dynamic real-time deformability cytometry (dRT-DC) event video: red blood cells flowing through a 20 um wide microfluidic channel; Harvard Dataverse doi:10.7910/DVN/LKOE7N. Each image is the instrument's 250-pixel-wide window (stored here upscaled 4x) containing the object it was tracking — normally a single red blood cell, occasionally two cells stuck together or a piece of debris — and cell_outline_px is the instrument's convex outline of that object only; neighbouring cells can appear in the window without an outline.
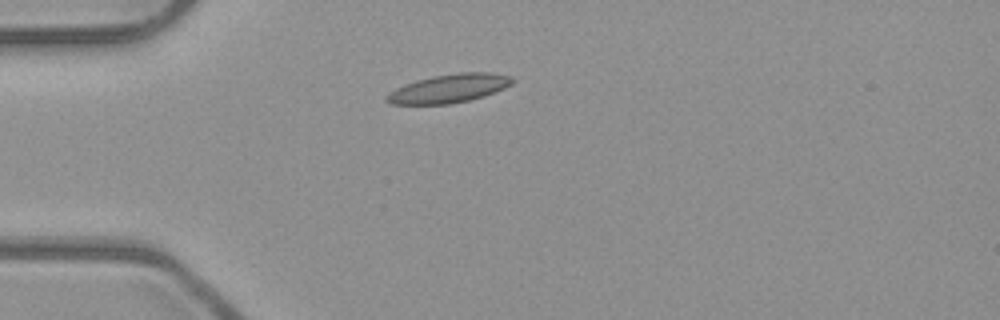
{"species": "common noctule bat (a hibernating species)", "species_latin": "Nyctalus noctula", "temperature_condition": "room temperature", "stored_images_in_passage": 39, "camera_frame_rate_fps": 3000, "um_per_image_px": 0.085, "animal": {"sex": "male", "body_mass_g": 23.1, "forearm_length_mm": 52.7}, "frame": {"image": 1, "passage_image": 1, "time_ms": 0.0, "image_size_px": [1000, 320], "cell_outline_px": [[516, 80], [512, 84], [504, 88], [484, 96], [468, 100], [448, 104], [392, 104], [384, 100], [384, 96], [388, 92], [404, 84], [416, 80], [432, 76], [460, 72], [492, 72], [512, 76]], "centroid_in_image_um": [38.16, 7.51], "position_along_channel_um": 46.8, "area_um2": 21.1}}
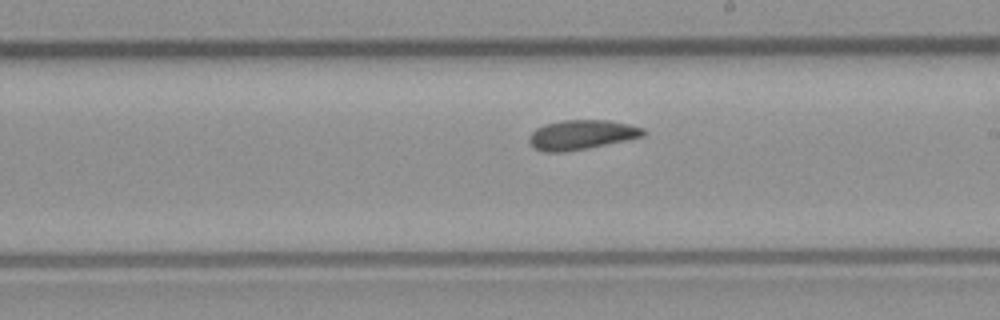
{"frame": {"image": 2, "passage_image": 17, "time_ms": 5.333, "image_size_px": [1000, 320], "cell_outline_px": [[648, 132], [644, 136], [564, 152], [544, 152], [536, 148], [528, 140], [528, 136], [536, 128], [544, 124], [564, 120], [608, 120], [628, 124], [644, 128]], "centroid_in_image_um": [49.42, 11.44], "position_along_channel_um": 239.6, "area_um2": 19.42}}
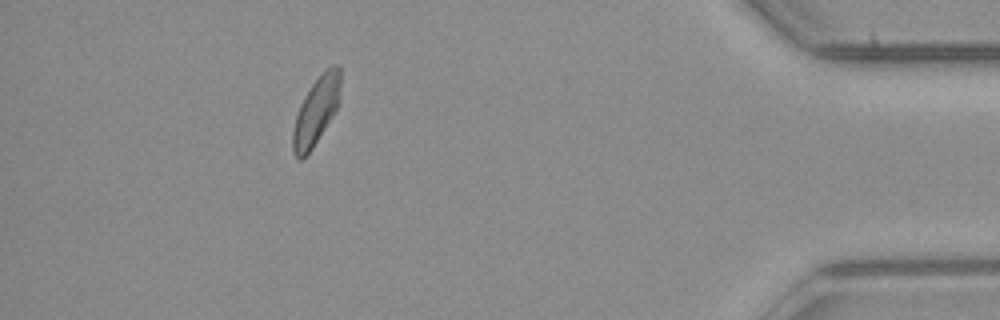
{"frame": {"image": 3, "passage_image": 34, "time_ms": 11.0, "image_size_px": [1000, 320], "cell_outline_px": [[340, 104], [312, 148], [300, 160], [292, 152], [292, 132], [296, 116], [300, 104], [304, 96], [312, 84], [332, 64], [340, 64]], "centroid_in_image_um": [26.88, 9.41], "position_along_channel_um": 408.3, "area_um2": 18.61}, "authors_computed_cell_mechanics": {"area_um2": 19.3052, "velocity_mm_per_s": 3.9508, "shape_relaxation_time_tau1_ms": 6.21, "shape_relaxation_time_tau2_ms": 2.2509, "deformation_change_tau1": 0.131, "deformation_change_tau2": 0.0739}}